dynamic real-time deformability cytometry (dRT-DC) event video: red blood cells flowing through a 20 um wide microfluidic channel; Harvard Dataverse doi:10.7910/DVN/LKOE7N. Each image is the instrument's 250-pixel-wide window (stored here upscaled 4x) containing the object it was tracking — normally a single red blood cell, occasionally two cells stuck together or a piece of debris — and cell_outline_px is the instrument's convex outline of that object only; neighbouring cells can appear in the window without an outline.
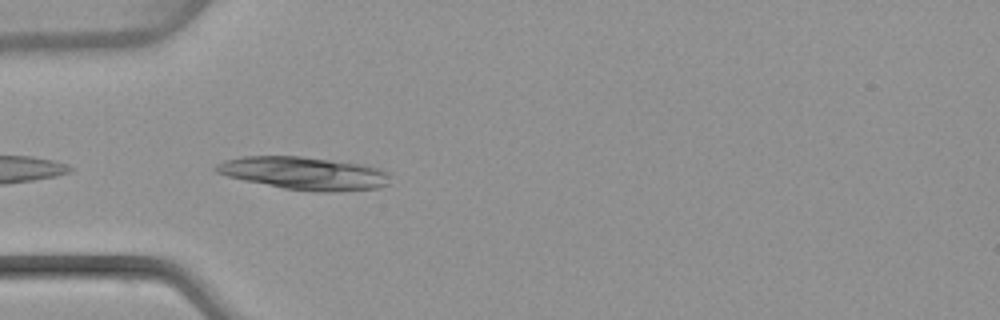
{"species": "common noctule bat (a hibernating species)", "species_latin": "Nyctalus noctula", "temperature_condition": "warm", "stored_images_in_passage": 6, "camera_frame_rate_fps": 3000, "um_per_image_px": 0.085, "animal": {"sex": "female", "body_mass_g": 22.7, "forearm_length_mm": 54.2}, "frame": {"image": 1, "passage_image": 2, "time_ms": 0.333, "image_size_px": [1000, 320], "cell_outline_px": [[388, 184], [380, 188], [332, 192], [316, 192], [284, 188], [244, 180], [228, 176], [216, 172], [212, 168], [216, 164], [224, 160], [240, 156], [300, 156], [360, 164], [380, 168], [388, 172]], "centroid_in_image_um": [25.83, 14.73], "position_along_channel_um": 59.2, "area_um2": 33.29}}